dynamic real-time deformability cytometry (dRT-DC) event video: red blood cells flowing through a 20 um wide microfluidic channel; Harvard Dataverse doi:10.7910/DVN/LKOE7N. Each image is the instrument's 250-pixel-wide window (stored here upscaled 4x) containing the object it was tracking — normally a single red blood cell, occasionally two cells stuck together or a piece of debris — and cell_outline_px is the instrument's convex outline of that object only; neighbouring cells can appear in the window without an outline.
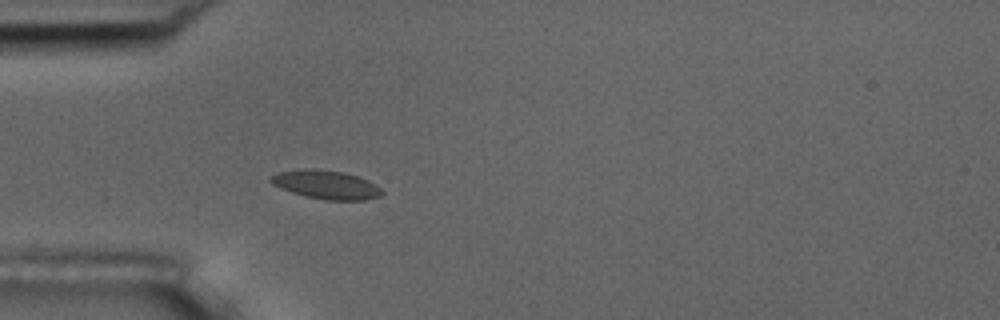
{"species": "common noctule bat (a hibernating species)", "species_latin": "Nyctalus noctula", "temperature_condition": "room temperature", "stored_images_in_passage": 4, "camera_frame_rate_fps": 3000, "um_per_image_px": 0.085, "animal": {"sex": "male", "body_mass_g": 17.5, "forearm_length_mm": 52.3}, "frame": {"image": 1, "passage_image": 4, "time_ms": 3.667, "image_size_px": [1000, 320], "cell_outline_px": [[384, 192], [380, 196], [364, 200], [324, 200], [304, 196], [280, 188], [272, 184], [268, 180], [272, 176], [280, 172], [308, 168], [316, 168], [344, 172], [368, 180], [380, 188]], "centroid_in_image_um": [27.71, 15.7], "position_along_channel_um": 57.3, "area_um2": 18.55}}